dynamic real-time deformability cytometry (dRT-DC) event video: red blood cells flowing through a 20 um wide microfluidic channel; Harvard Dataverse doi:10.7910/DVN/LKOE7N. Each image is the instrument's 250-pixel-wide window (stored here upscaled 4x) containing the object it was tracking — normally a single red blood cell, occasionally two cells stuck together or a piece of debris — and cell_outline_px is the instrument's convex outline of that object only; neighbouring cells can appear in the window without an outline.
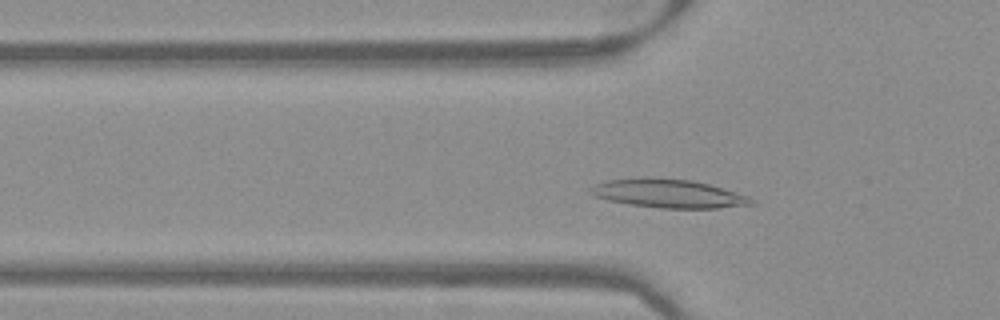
{"species": "Egyptian fruit bat (a non-hibernating species)", "species_latin": "Rousettus aegyptiacus", "temperature_condition": "warm", "stored_images_in_passage": 45, "camera_frame_rate_fps": 3000, "um_per_image_px": 0.085, "frame": {"image": 1, "passage_image": 10, "time_ms": 3.0, "image_size_px": [1000, 320], "cell_outline_px": [[756, 204], [716, 208], [660, 208], [628, 204], [608, 200], [596, 196], [588, 192], [588, 188], [596, 184], [608, 180], [652, 176], [692, 180], [708, 184], [748, 196]], "centroid_in_image_um": [56.77, 16.44], "position_along_channel_um": 69.0, "area_um2": 26.82}}
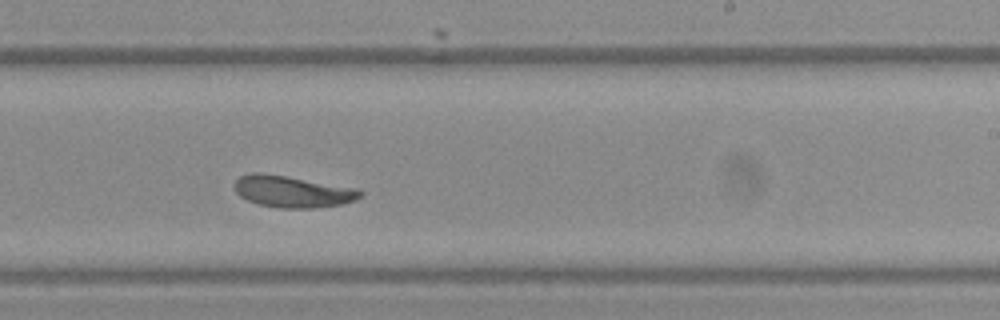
{"frame": {"image": 2, "passage_image": 25, "time_ms": 8.0, "image_size_px": [1000, 320], "cell_outline_px": [[364, 192], [356, 200], [340, 204], [312, 208], [280, 208], [260, 204], [248, 200], [240, 196], [236, 192], [232, 184], [240, 176], [248, 172], [260, 172], [360, 188]], "centroid_in_image_um": [24.85, 16.27], "position_along_channel_um": 264.1, "area_um2": 23.29}}
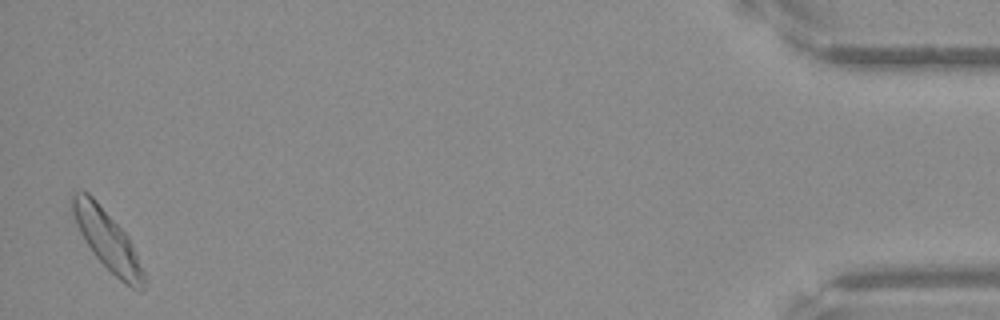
{"frame": {"image": 3, "passage_image": 44, "time_ms": 14.333, "image_size_px": [1000, 320], "cell_outline_px": [[144, 288], [140, 292], [132, 288], [120, 280], [92, 252], [84, 240], [76, 224], [72, 212], [72, 192], [88, 192], [96, 200], [128, 236], [136, 252], [144, 272]], "centroid_in_image_um": [9.13, 20.42], "position_along_channel_um": 426.1, "area_um2": 24.33}}